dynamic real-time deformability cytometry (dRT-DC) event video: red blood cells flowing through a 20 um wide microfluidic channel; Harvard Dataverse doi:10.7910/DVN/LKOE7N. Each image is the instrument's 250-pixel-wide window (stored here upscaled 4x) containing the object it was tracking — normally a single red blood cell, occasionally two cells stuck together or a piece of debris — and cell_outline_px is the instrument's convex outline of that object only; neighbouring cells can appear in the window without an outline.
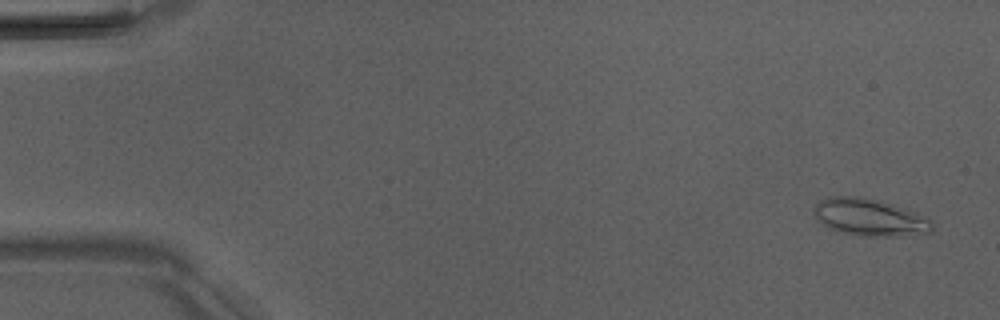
{"species": "Egyptian fruit bat (a non-hibernating species)", "species_latin": "Rousettus aegyptiacus", "temperature_condition": "room temperature", "stored_images_in_passage": 6, "camera_frame_rate_fps": 3000, "um_per_image_px": 0.085, "animal": {"sex": "male"}, "frame": {"image": 1, "passage_image": 1, "time_ms": 0.0, "image_size_px": [1000, 320], "cell_outline_px": [[932, 232], [904, 236], [852, 236], [828, 228], [816, 216], [816, 204], [820, 200], [828, 196], [852, 196], [880, 200], [928, 216], [932, 220]], "centroid_in_image_um": [73.98, 18.49], "position_along_channel_um": 11.0, "area_um2": 25.72}}